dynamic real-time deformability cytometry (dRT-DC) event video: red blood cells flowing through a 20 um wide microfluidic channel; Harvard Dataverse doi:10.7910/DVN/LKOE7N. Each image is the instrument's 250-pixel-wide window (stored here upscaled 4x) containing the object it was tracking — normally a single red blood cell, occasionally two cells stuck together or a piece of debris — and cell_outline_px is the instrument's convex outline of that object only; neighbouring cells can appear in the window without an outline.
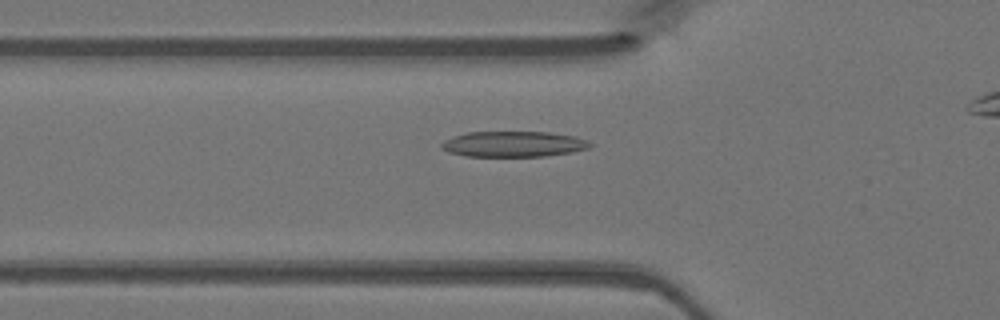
{"species": "Egyptian fruit bat (a non-hibernating species)", "species_latin": "Rousettus aegyptiacus", "temperature_condition": "warm", "stored_images_in_passage": 34, "camera_frame_rate_fps": 3000, "um_per_image_px": 0.085, "animal": {"sex": "female"}, "frame": {"image": 1, "passage_image": 9, "time_ms": 2.667, "image_size_px": [1000, 320], "cell_outline_px": [[592, 144], [588, 148], [572, 152], [544, 156], [464, 156], [448, 152], [440, 148], [440, 144], [444, 140], [452, 136], [468, 132], [548, 132], [576, 136]], "centroid_in_image_um": [43.59, 12.24], "position_along_channel_um": 82.2, "area_um2": 22.2}}
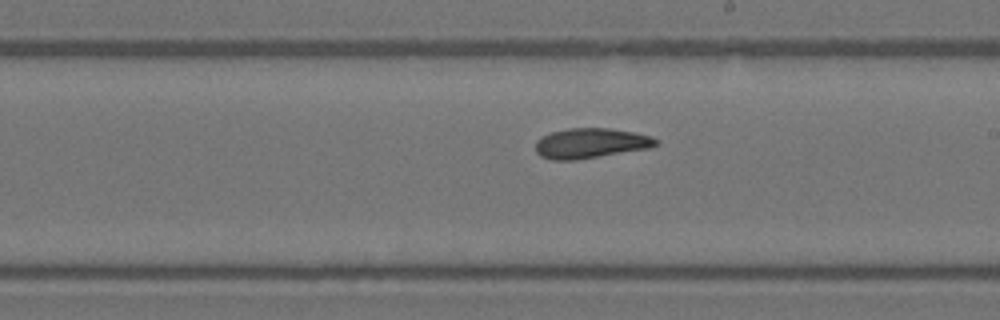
{"frame": {"image": 2, "passage_image": 20, "time_ms": 6.333, "image_size_px": [1000, 320], "cell_outline_px": [[660, 144], [648, 148], [576, 160], [552, 160], [540, 156], [536, 152], [536, 140], [540, 136], [552, 132], [568, 128], [608, 128], [632, 132], [652, 136], [660, 140]], "centroid_in_image_um": [50.2, 12.17], "position_along_channel_um": 238.8, "area_um2": 21.15}}
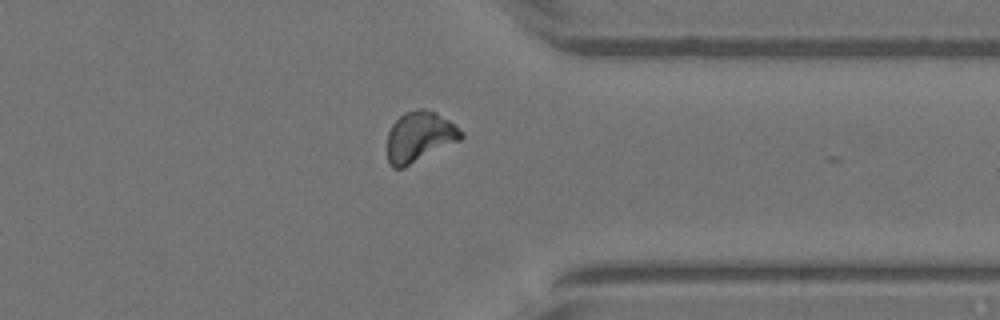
{"frame": {"image": 3, "passage_image": 30, "time_ms": 9.667, "image_size_px": [1000, 320], "cell_outline_px": [[464, 136], [460, 140], [404, 168], [392, 168], [388, 160], [388, 132], [392, 124], [404, 112], [416, 108], [424, 108], [436, 112], [448, 120], [464, 132]], "centroid_in_image_um": [35.66, 11.61], "position_along_channel_um": 375.7, "area_um2": 21.73}}